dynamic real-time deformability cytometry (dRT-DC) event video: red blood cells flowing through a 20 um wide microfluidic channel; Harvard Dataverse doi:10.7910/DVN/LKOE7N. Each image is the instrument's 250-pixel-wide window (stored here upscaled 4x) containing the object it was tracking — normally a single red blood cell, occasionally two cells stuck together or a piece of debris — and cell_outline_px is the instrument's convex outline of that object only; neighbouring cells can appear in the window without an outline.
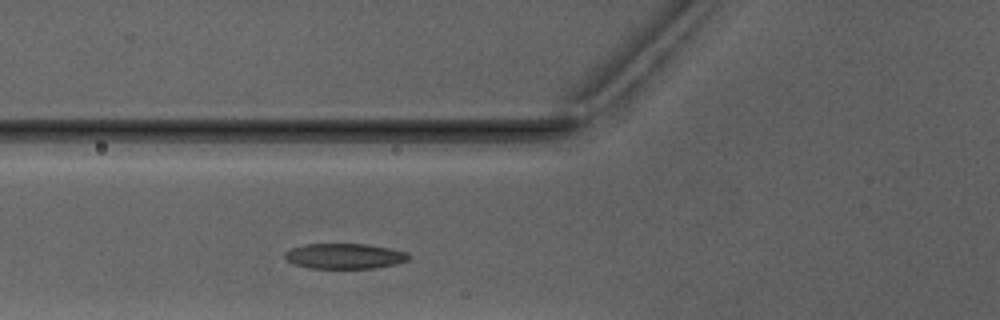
{"species": "Egyptian fruit bat (a non-hibernating species)", "species_latin": "Rousettus aegyptiacus", "temperature_condition": "warm", "stored_images_in_passage": 2, "camera_frame_rate_fps": 3000, "um_per_image_px": 0.085, "animal": {"sex": "male"}, "frame": {"image": 1, "passage_image": 2, "time_ms": 1.0, "image_size_px": [1000, 320], "cell_outline_px": [[408, 260], [396, 264], [376, 268], [308, 268], [292, 264], [284, 256], [284, 252], [292, 248], [304, 244], [368, 244], [408, 252]], "centroid_in_image_um": [29.27, 21.77], "position_along_channel_um": 96.5, "area_um2": 18.32}}